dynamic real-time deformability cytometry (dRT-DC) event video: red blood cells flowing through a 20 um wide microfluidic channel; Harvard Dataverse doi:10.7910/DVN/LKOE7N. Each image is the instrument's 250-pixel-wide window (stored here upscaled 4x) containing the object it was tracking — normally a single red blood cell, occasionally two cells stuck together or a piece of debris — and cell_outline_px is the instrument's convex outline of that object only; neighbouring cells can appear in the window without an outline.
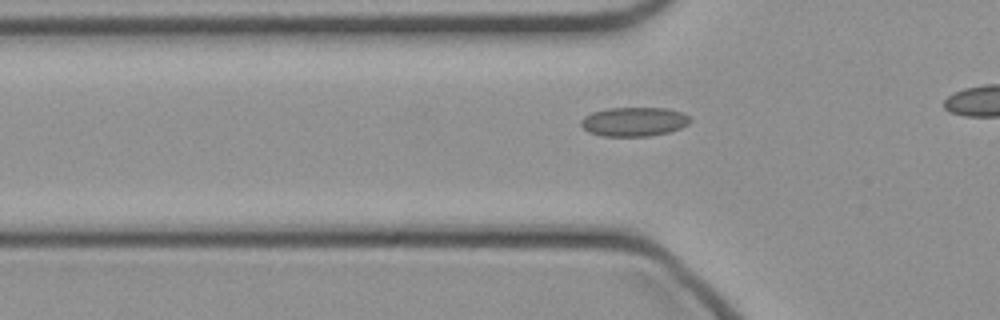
{"species": "common noctule bat (a hibernating species)", "species_latin": "Nyctalus noctula", "temperature_condition": "cold", "stored_images_in_passage": 10, "camera_frame_rate_fps": 3000, "um_per_image_px": 0.085, "animal": {"sex": "female", "body_mass_g": 21.9}, "frame": {"image": 1, "passage_image": 2, "time_ms": 0.333, "image_size_px": [1000, 320], "cell_outline_px": [[692, 120], [688, 124], [680, 128], [668, 132], [648, 136], [600, 136], [588, 132], [580, 124], [580, 120], [584, 116], [592, 112], [608, 108], [668, 108], [684, 112]], "centroid_in_image_um": [53.89, 10.34], "position_along_channel_um": 71.9, "area_um2": 18.67}}
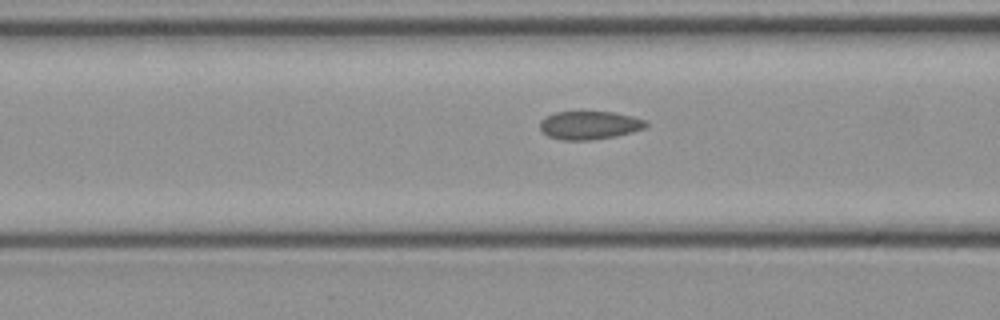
{"frame": {"image": 2, "passage_image": 5, "time_ms": 1.333, "image_size_px": [1000, 320], "cell_outline_px": [[648, 124], [644, 128], [632, 132], [616, 136], [588, 140], [560, 140], [548, 136], [540, 128], [540, 120], [556, 112], [612, 112], [632, 116], [644, 120]], "centroid_in_image_um": [50.1, 10.65], "position_along_channel_um": 116.5, "area_um2": 17.28}}
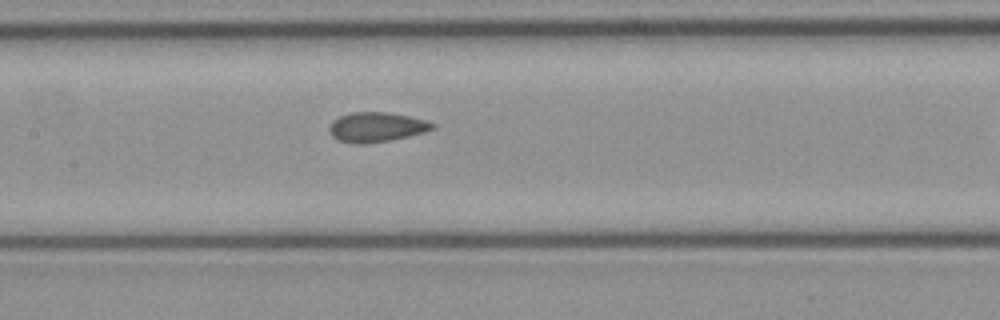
{"frame": {"image": 3, "passage_image": 9, "time_ms": 2.667, "image_size_px": [1000, 320], "cell_outline_px": [[436, 128], [424, 132], [408, 136], [388, 140], [364, 144], [356, 144], [336, 140], [332, 136], [328, 128], [332, 120], [340, 116], [352, 112], [388, 112], [428, 120], [436, 124]], "centroid_in_image_um": [31.99, 10.8], "position_along_channel_um": 175.4, "area_um2": 17.98}}